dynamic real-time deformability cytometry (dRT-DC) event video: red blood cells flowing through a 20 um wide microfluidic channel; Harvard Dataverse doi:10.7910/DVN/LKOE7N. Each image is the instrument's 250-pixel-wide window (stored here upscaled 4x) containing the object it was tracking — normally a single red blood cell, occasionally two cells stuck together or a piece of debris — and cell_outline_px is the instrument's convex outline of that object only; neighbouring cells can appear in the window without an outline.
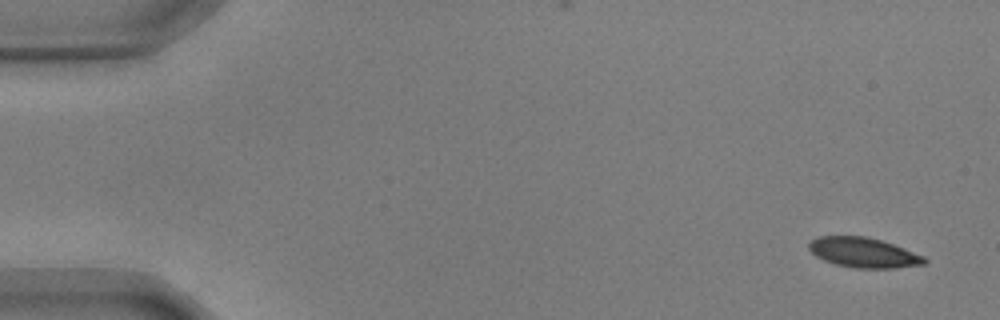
{"species": "common noctule bat (a hibernating species)", "species_latin": "Nyctalus noctula", "temperature_condition": "warm", "stored_images_in_passage": 24, "camera_frame_rate_fps": 3000, "um_per_image_px": 0.085, "animal": {"sex": "male", "body_mass_g": 17.9, "forearm_length_mm": 54.2}, "frame": {"image": 1, "passage_image": 1, "time_ms": 0.0, "image_size_px": [1000, 320], "cell_outline_px": [[928, 260], [924, 264], [896, 268], [852, 268], [836, 264], [824, 260], [816, 256], [808, 248], [808, 244], [812, 240], [820, 236], [864, 236], [880, 240], [904, 248], [924, 256]], "centroid_in_image_um": [73.4, 21.47], "position_along_channel_um": 11.6, "area_um2": 20.06}}